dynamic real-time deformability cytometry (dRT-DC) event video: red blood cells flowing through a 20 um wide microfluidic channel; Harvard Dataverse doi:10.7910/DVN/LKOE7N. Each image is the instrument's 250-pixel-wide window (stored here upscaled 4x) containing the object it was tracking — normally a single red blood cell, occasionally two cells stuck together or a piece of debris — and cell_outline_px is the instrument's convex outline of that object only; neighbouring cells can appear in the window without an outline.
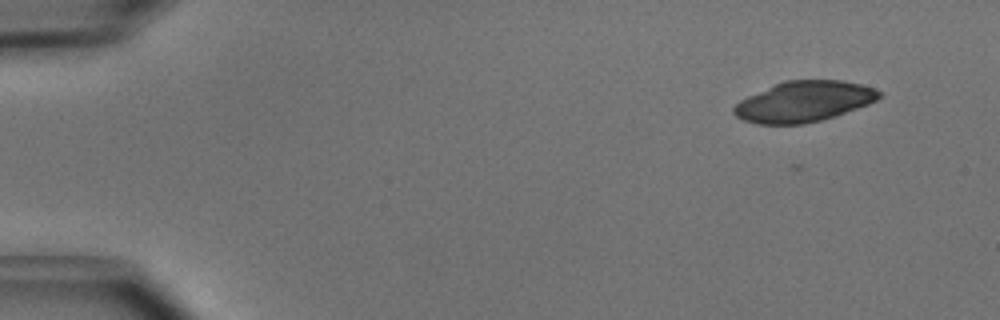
{"species": "common noctule bat (a hibernating species)", "species_latin": "Nyctalus noctula", "temperature_condition": "cold", "stored_images_in_passage": 49, "camera_frame_rate_fps": 3000, "um_per_image_px": 0.085, "animal": {"sex": "male", "body_mass_g": 15.6}, "frame": {"image": 1, "passage_image": 4, "time_ms": 1.0, "image_size_px": [1000, 320], "cell_outline_px": [[880, 96], [876, 100], [868, 104], [820, 120], [804, 124], [760, 124], [744, 120], [736, 116], [732, 112], [732, 108], [740, 100], [748, 96], [784, 80], [844, 80], [860, 84], [872, 88], [880, 92]], "centroid_in_image_um": [68.29, 8.62], "position_along_channel_um": 16.7, "area_um2": 33.93}}